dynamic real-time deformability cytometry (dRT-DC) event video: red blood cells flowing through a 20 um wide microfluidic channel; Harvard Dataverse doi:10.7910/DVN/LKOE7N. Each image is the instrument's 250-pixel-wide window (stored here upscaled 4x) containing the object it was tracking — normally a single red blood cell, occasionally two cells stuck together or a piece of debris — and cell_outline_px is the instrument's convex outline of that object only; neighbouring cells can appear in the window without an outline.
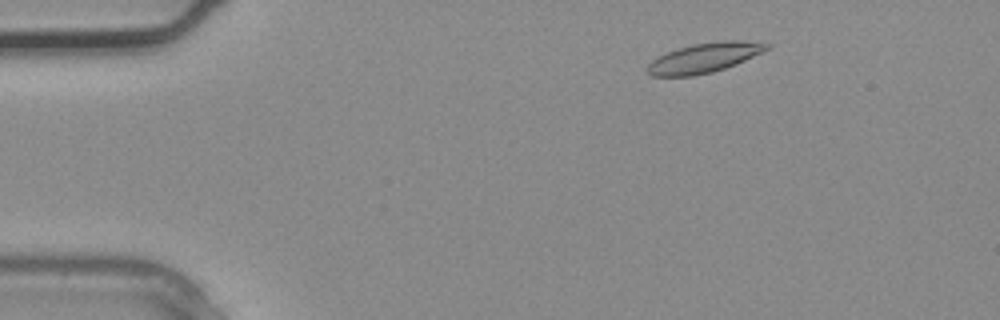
{"species": "common noctule bat (a hibernating species)", "species_latin": "Nyctalus noctula", "temperature_condition": "warm", "stored_images_in_passage": 2, "camera_frame_rate_fps": 3000, "um_per_image_px": 0.085, "animal": {"sex": "male", "body_mass_g": 20.4}, "frame": {"image": 1, "passage_image": 2, "time_ms": 0.333, "image_size_px": [1000, 320], "cell_outline_px": [[772, 48], [764, 52], [736, 64], [712, 72], [692, 76], [652, 76], [644, 68], [656, 56], [676, 48], [692, 44], [724, 40], [740, 40], [772, 44]], "centroid_in_image_um": [59.87, 4.9], "position_along_channel_um": 25.1, "area_um2": 20.98}}